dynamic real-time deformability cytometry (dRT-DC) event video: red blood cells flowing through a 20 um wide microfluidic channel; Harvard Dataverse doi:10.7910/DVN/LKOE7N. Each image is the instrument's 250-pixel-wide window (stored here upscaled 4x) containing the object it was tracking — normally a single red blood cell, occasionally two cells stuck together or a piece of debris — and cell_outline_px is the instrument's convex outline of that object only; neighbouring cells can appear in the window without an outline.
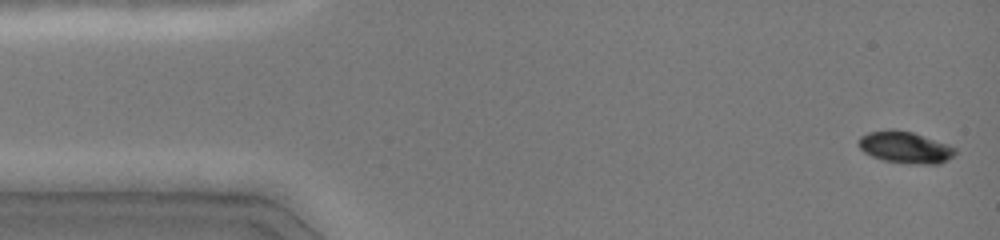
{"species": "common noctule bat (a hibernating species)", "species_latin": "Nyctalus noctula", "temperature_condition": "cold", "stored_images_in_passage": 17, "camera_frame_rate_fps": 3000, "um_per_image_px": 0.085, "animal": {"sex": "female", "body_mass_g": 19.0, "forearm_length_mm": 51.5}, "frame": {"image": 1, "passage_image": 2, "time_ms": 0.333, "image_size_px": [1000, 240], "cell_outline_px": [[956, 152], [952, 156], [940, 164], [908, 164], [884, 160], [872, 156], [864, 152], [856, 144], [860, 136], [868, 132], [888, 128], [892, 128], [912, 132], [948, 144], [956, 148]], "centroid_in_image_um": [76.9, 12.51], "position_along_channel_um": 8.1, "area_um2": 18.09}}
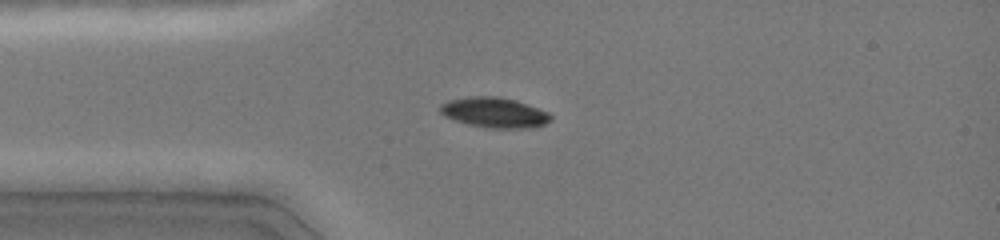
{"frame": {"image": 2, "passage_image": 12, "time_ms": 3.667, "image_size_px": [1000, 240], "cell_outline_px": [[552, 120], [536, 128], [488, 128], [468, 124], [452, 120], [444, 116], [440, 112], [440, 104], [448, 100], [468, 96], [496, 96], [516, 100], [548, 112], [552, 116]], "centroid_in_image_um": [42.01, 9.57], "position_along_channel_um": 43.0, "area_um2": 19.71}}